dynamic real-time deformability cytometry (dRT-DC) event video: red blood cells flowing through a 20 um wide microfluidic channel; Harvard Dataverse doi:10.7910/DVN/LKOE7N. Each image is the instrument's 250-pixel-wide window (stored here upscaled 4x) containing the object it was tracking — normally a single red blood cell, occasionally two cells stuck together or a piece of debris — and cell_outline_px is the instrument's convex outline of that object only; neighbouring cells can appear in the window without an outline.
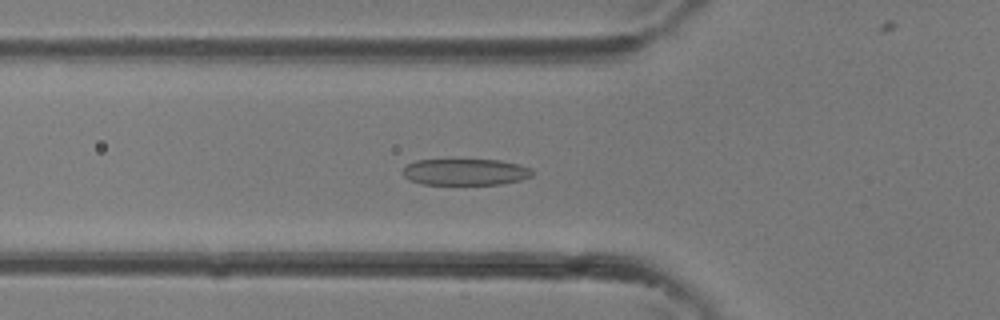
{"species": "common noctule bat (a hibernating species)", "species_latin": "Nyctalus noctula", "temperature_condition": "room temperature", "stored_images_in_passage": 38, "camera_frame_rate_fps": 3000, "um_per_image_px": 0.085, "animal": {"sex": "female"}, "frame": {"image": 1, "passage_image": 13, "time_ms": 4.0, "image_size_px": [1000, 320], "cell_outline_px": [[536, 172], [532, 176], [520, 180], [500, 184], [420, 184], [408, 180], [400, 172], [408, 164], [416, 160], [500, 160], [520, 164], [532, 168]], "centroid_in_image_um": [39.57, 14.62], "position_along_channel_um": 86.2, "area_um2": 20.17}}
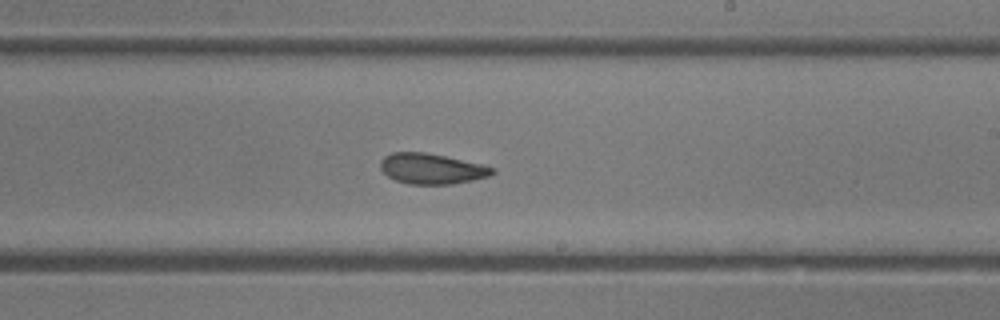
{"frame": {"image": 2, "passage_image": 22, "time_ms": 7.0, "image_size_px": [1000, 320], "cell_outline_px": [[496, 172], [488, 176], [472, 180], [452, 184], [408, 184], [396, 180], [388, 176], [380, 168], [380, 160], [384, 156], [392, 152], [424, 152], [444, 156], [480, 164], [496, 168]], "centroid_in_image_um": [36.67, 14.34], "position_along_channel_um": 252.3, "area_um2": 19.77}}
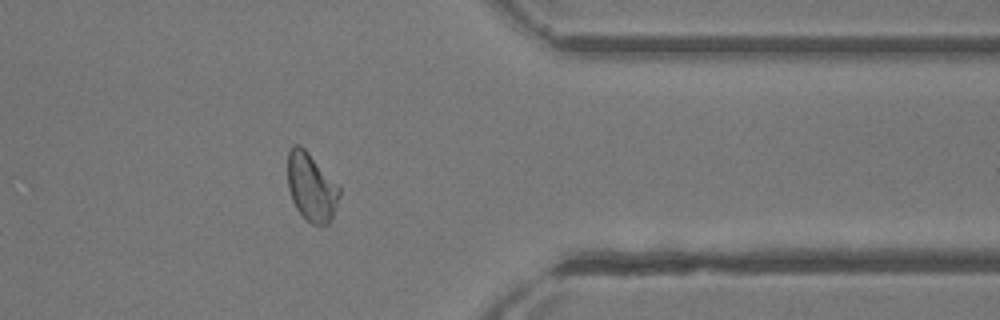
{"frame": {"image": 3, "passage_image": 30, "time_ms": 9.667, "image_size_px": [1000, 320], "cell_outline_px": [[340, 196], [332, 220], [328, 224], [320, 228], [312, 224], [296, 208], [292, 200], [288, 188], [288, 152], [292, 144], [300, 144], [308, 152], [340, 188]], "centroid_in_image_um": [26.47, 15.93], "position_along_channel_um": 384.9, "area_um2": 20.58}}